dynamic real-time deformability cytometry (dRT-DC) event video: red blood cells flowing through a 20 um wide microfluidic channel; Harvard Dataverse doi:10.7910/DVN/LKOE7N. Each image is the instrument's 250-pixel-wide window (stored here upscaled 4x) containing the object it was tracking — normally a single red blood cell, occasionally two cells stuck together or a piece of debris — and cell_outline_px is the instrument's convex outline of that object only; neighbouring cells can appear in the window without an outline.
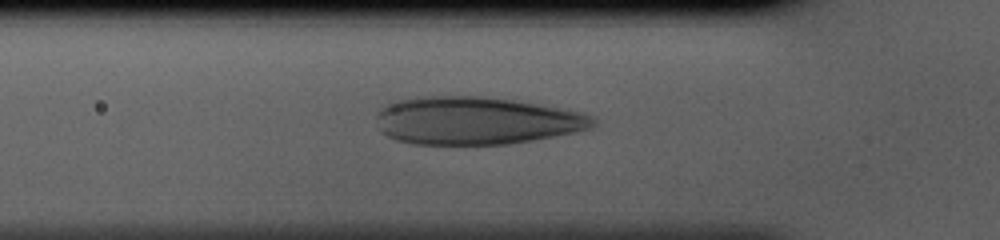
{"species": "human", "species_latin": "Homo sapiens", "temperature_condition": "cold", "stored_images_in_passage": 33, "camera_frame_rate_fps": 3000, "um_per_image_px": 0.085, "donor": {"sex": "male"}, "frame": {"image": 1, "passage_image": 7, "time_ms": 2.0, "image_size_px": [1000, 240], "cell_outline_px": [[596, 124], [588, 128], [572, 132], [532, 140], [508, 144], [412, 144], [396, 140], [380, 132], [376, 116], [376, 112], [380, 108], [396, 100], [432, 96], [480, 96], [512, 100], [584, 112], [592, 116], [596, 120]], "centroid_in_image_um": [40.42, 10.26], "position_along_channel_um": 85.4, "area_um2": 60.05}}
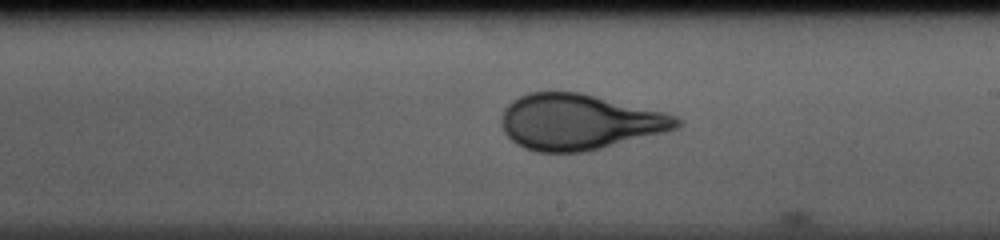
{"frame": {"image": 2, "passage_image": 18, "time_ms": 5.667, "image_size_px": [1000, 240], "cell_outline_px": [[684, 124], [676, 128], [664, 132], [584, 152], [536, 152], [524, 148], [516, 144], [504, 132], [500, 124], [500, 116], [504, 108], [512, 100], [528, 92], [580, 92], [664, 112], [676, 116]], "centroid_in_image_um": [49.19, 10.36], "position_along_channel_um": 239.8, "area_um2": 56.82}}
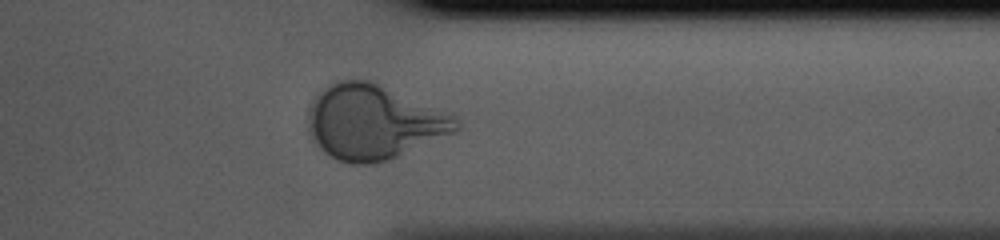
{"frame": {"image": 3, "passage_image": 28, "time_ms": 9.0, "image_size_px": [1000, 240], "cell_outline_px": [[460, 132], [388, 160], [372, 164], [348, 164], [336, 160], [324, 152], [308, 136], [308, 104], [316, 92], [328, 84], [336, 80], [372, 80], [452, 112], [456, 116], [460, 124]], "centroid_in_image_um": [31.78, 10.37], "position_along_channel_um": 379.6, "area_um2": 66.24}}